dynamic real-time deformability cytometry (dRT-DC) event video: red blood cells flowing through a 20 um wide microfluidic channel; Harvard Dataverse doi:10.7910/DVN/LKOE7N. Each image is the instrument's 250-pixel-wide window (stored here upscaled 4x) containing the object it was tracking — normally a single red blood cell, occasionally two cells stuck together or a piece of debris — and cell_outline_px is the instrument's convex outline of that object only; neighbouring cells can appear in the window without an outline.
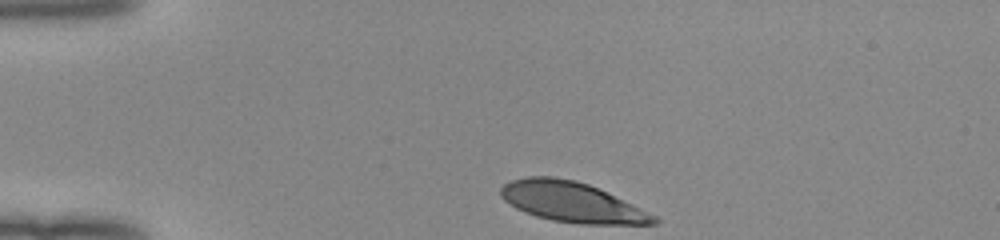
{"species": "human", "species_latin": "Homo sapiens", "temperature_condition": "room temperature", "stored_images_in_passage": 33, "camera_frame_rate_fps": 3000, "um_per_image_px": 0.085, "donor": {"sex": "female"}, "frame": {"image": 1, "passage_image": 1, "time_ms": 0.0, "image_size_px": [1000, 240], "cell_outline_px": [[660, 220], [656, 224], [580, 224], [552, 220], [536, 216], [524, 212], [516, 208], [504, 200], [500, 196], [500, 188], [504, 184], [512, 180], [528, 176], [552, 176], [576, 180], [588, 184], [640, 208], [656, 216]], "centroid_in_image_um": [48.57, 17.18], "position_along_channel_um": 36.4, "area_um2": 35.55}}
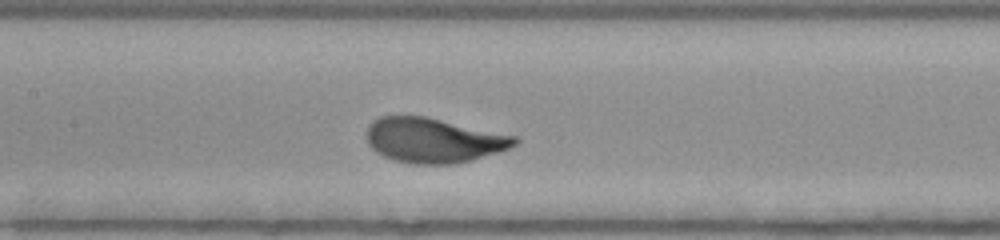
{"frame": {"image": 2, "passage_image": 15, "time_ms": 4.667, "image_size_px": [1000, 240], "cell_outline_px": [[520, 140], [516, 144], [508, 148], [472, 160], [452, 164], [412, 164], [392, 160], [376, 152], [368, 144], [368, 124], [372, 120], [380, 116], [424, 116], [516, 136]], "centroid_in_image_um": [36.82, 11.93], "position_along_channel_um": 170.6, "area_um2": 38.44}}
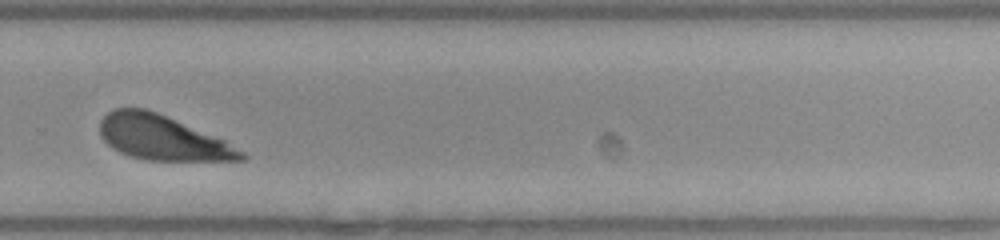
{"frame": {"image": 3, "passage_image": 26, "time_ms": 8.333, "image_size_px": [1000, 240], "cell_outline_px": [[248, 156], [244, 160], [148, 160], [128, 156], [112, 148], [100, 136], [100, 120], [108, 112], [116, 108], [144, 108], [156, 112], [224, 140], [244, 152]], "centroid_in_image_um": [13.77, 11.71], "position_along_channel_um": 316.0, "area_um2": 36.36}, "authors_computed_cell_mechanics": {"area_um2": 38.6104, "velocity_mm_per_s": 3.9761, "shape_relaxation_time_tau1_ms": 2.2906, "shape_relaxation_time_tau2_ms": null, "deformation_change_tau1": 0.1864, "deformation_change_tau2": null}}